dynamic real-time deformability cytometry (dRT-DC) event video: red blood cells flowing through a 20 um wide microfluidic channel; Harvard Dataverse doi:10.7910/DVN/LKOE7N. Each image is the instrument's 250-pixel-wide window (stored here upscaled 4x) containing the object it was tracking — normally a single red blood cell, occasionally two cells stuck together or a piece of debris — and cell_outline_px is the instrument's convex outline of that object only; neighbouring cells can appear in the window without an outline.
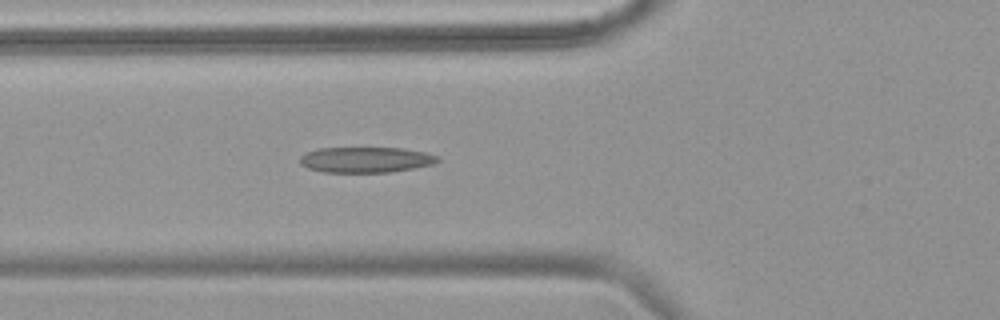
{"species": "common noctule bat (a hibernating species)", "species_latin": "Nyctalus noctula", "temperature_condition": "warm", "stored_images_in_passage": 54, "camera_frame_rate_fps": 3000, "um_per_image_px": 0.085, "animal": {"sex": "female", "body_mass_g": 18.4}, "frame": {"image": 1, "passage_image": 20, "time_ms": 6.333, "image_size_px": [1000, 320], "cell_outline_px": [[440, 160], [432, 164], [392, 172], [320, 172], [308, 168], [300, 164], [300, 156], [308, 152], [320, 148], [404, 148], [424, 152], [436, 156]], "centroid_in_image_um": [31.06, 13.58], "position_along_channel_um": 94.7, "area_um2": 20.4}}
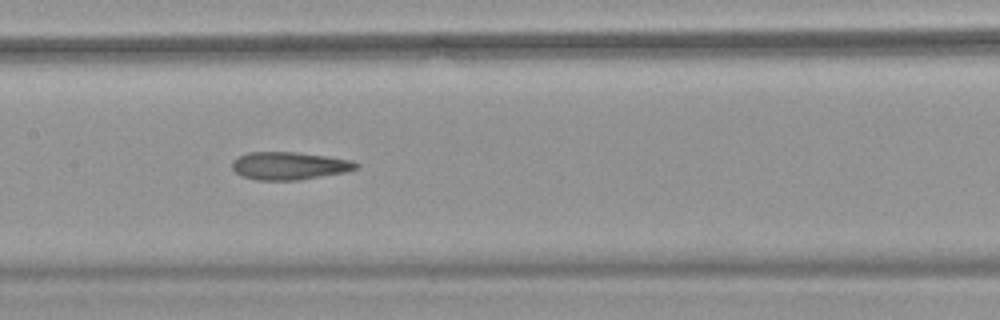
{"frame": {"image": 2, "passage_image": 27, "time_ms": 8.667, "image_size_px": [1000, 320], "cell_outline_px": [[360, 168], [344, 172], [300, 180], [256, 180], [240, 176], [232, 168], [232, 160], [236, 156], [248, 152], [296, 152], [352, 160], [360, 164]], "centroid_in_image_um": [24.56, 14.09], "position_along_channel_um": 182.8, "area_um2": 20.23}}
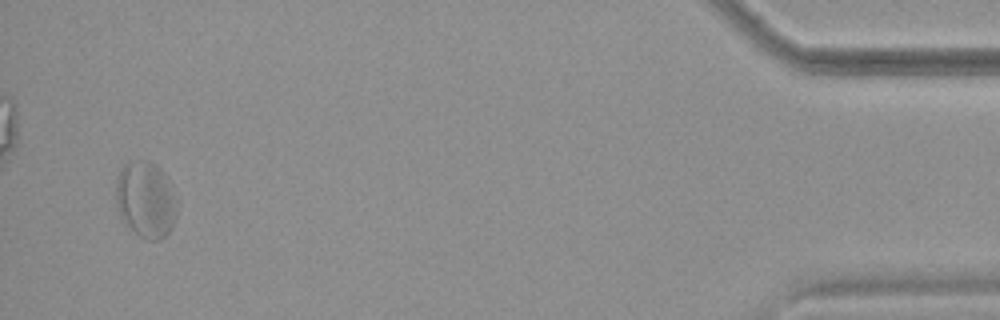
{"frame": {"image": 3, "passage_image": 52, "time_ms": 17.0, "image_size_px": [1000, 320], "cell_outline_px": [[180, 204], [176, 216], [168, 232], [160, 240], [148, 240], [140, 236], [124, 224], [120, 216], [116, 204], [116, 180], [124, 164], [128, 160], [148, 160], [156, 164], [168, 176]], "centroid_in_image_um": [12.42, 16.94], "position_along_channel_um": 422.8, "area_um2": 27.92}, "authors_computed_cell_mechanics": {"area_um2": 22.1952, "velocity_mm_per_s": 3.7617, "shape_relaxation_time_tau1_ms": null, "shape_relaxation_time_tau2_ms": 1.6541, "deformation_change_tau1": null, "deformation_change_tau2": 0.0971}}